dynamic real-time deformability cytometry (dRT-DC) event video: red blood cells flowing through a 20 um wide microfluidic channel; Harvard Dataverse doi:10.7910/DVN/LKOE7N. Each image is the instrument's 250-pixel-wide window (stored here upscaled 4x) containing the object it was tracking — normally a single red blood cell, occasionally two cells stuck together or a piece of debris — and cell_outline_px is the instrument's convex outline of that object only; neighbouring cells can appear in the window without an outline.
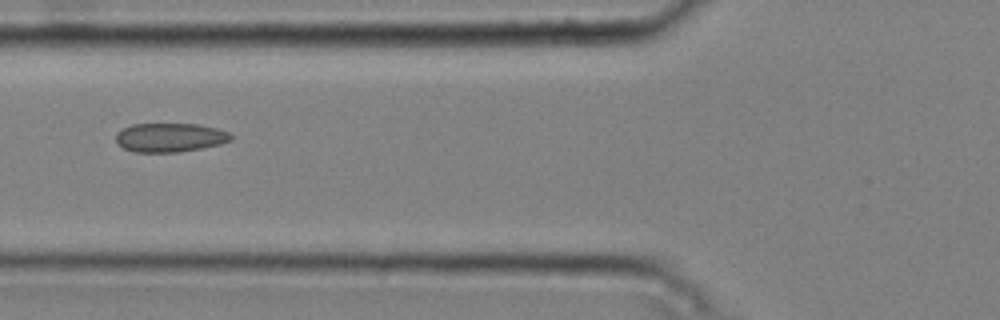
{"species": "common noctule bat (a hibernating species)", "species_latin": "Nyctalus noctula", "temperature_condition": "cold", "stored_images_in_passage": 5, "camera_frame_rate_fps": 3000, "um_per_image_px": 0.085, "animal": {"sex": "male", "body_mass_g": 20.4}, "frame": {"image": 1, "passage_image": 4, "time_ms": 1.0, "image_size_px": [1000, 320], "cell_outline_px": [[232, 140], [220, 144], [180, 152], [136, 152], [124, 148], [116, 144], [116, 132], [132, 124], [196, 124], [216, 128], [228, 132], [232, 136]], "centroid_in_image_um": [14.42, 11.69], "position_along_channel_um": 111.4, "area_um2": 19.36}}
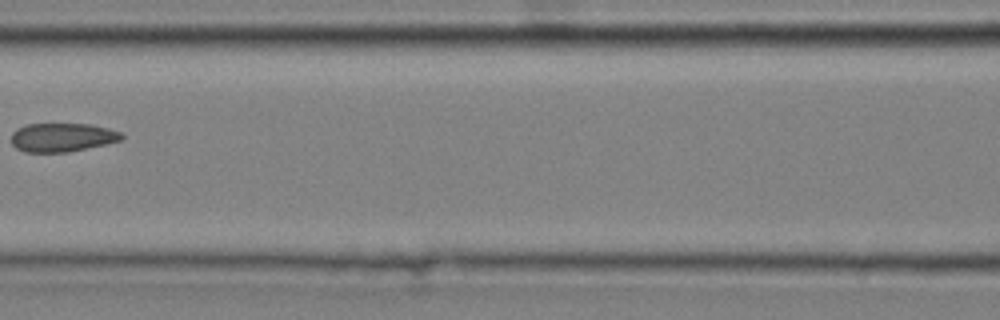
{"frame": {"image": 2, "passage_image": 5, "time_ms": 1.333, "image_size_px": [1000, 320], "cell_outline_px": [[124, 140], [68, 152], [24, 152], [16, 148], [12, 144], [12, 132], [16, 128], [28, 124], [92, 124], [108, 128], [120, 132], [124, 136]], "centroid_in_image_um": [5.3, 11.67], "position_along_channel_um": 161.3, "area_um2": 18.55}}